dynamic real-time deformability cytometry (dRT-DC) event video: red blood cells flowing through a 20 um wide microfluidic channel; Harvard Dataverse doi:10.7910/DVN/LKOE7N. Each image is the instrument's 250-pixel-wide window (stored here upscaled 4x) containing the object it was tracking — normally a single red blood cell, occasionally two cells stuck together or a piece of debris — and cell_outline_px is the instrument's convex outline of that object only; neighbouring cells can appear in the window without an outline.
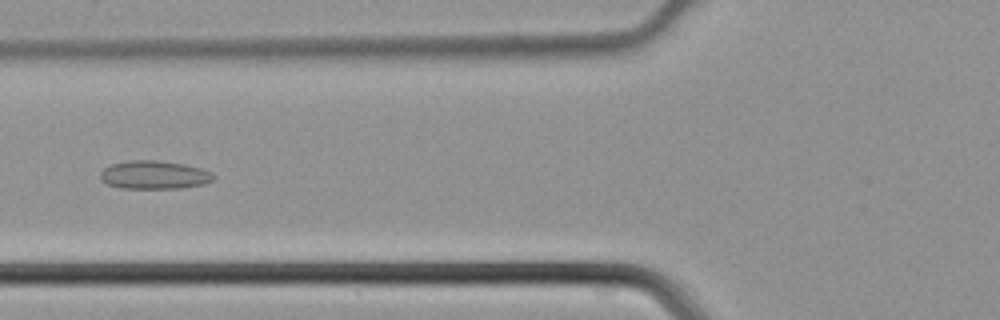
{"species": "common noctule bat (a hibernating species)", "species_latin": "Nyctalus noctula", "temperature_condition": "cold", "stored_images_in_passage": 34, "camera_frame_rate_fps": 3000, "um_per_image_px": 0.085, "animal": {"sex": "male", "body_mass_g": 21.5, "forearm_length_mm": 52.0}, "frame": {"image": 1, "passage_image": 6, "time_ms": 1.667, "image_size_px": [1000, 320], "cell_outline_px": [[216, 176], [212, 180], [204, 184], [184, 188], [124, 188], [108, 184], [100, 180], [100, 172], [104, 168], [112, 164], [128, 160], [156, 160], [184, 164], [200, 168]], "centroid_in_image_um": [13.09, 14.86], "position_along_channel_um": 112.7, "area_um2": 18.61}}
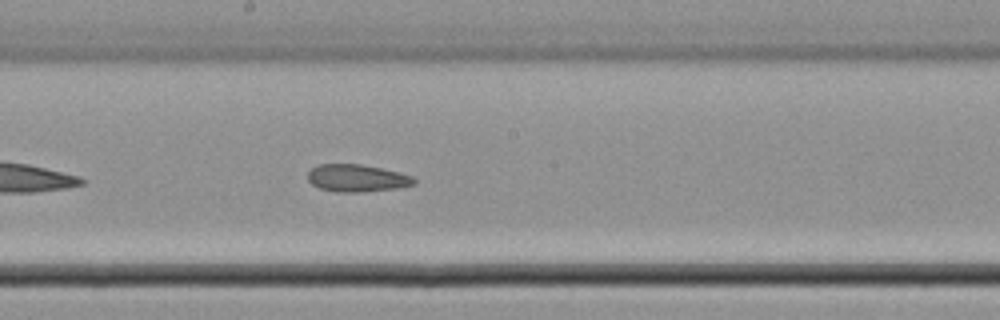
{"frame": {"image": 2, "passage_image": 13, "time_ms": 4.0, "image_size_px": [1000, 320], "cell_outline_px": [[416, 184], [396, 188], [364, 192], [336, 192], [320, 188], [312, 184], [308, 180], [308, 172], [312, 168], [320, 164], [360, 164], [380, 168], [412, 176], [416, 180]], "centroid_in_image_um": [30.33, 15.15], "position_along_channel_um": 217.9, "area_um2": 16.82}}
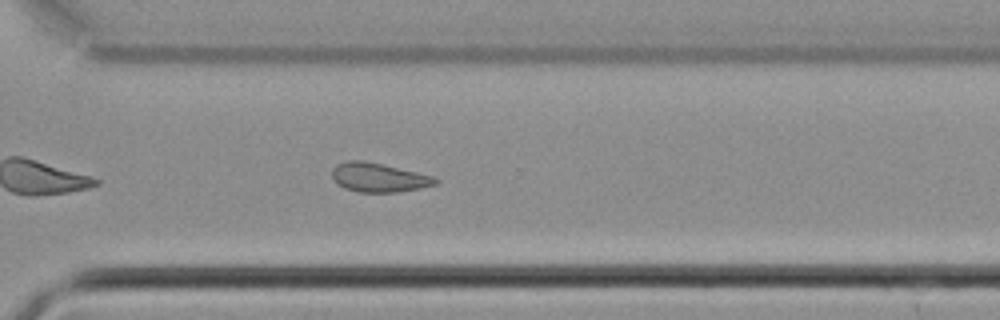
{"frame": {"image": 3, "passage_image": 21, "time_ms": 6.667, "image_size_px": [1000, 320], "cell_outline_px": [[436, 184], [420, 188], [396, 192], [360, 192], [344, 188], [336, 184], [332, 180], [332, 168], [336, 164], [348, 160], [364, 160], [416, 172], [432, 176], [436, 180]], "centroid_in_image_um": [32.1, 15.08], "position_along_channel_um": 338.5, "area_um2": 17.4}}